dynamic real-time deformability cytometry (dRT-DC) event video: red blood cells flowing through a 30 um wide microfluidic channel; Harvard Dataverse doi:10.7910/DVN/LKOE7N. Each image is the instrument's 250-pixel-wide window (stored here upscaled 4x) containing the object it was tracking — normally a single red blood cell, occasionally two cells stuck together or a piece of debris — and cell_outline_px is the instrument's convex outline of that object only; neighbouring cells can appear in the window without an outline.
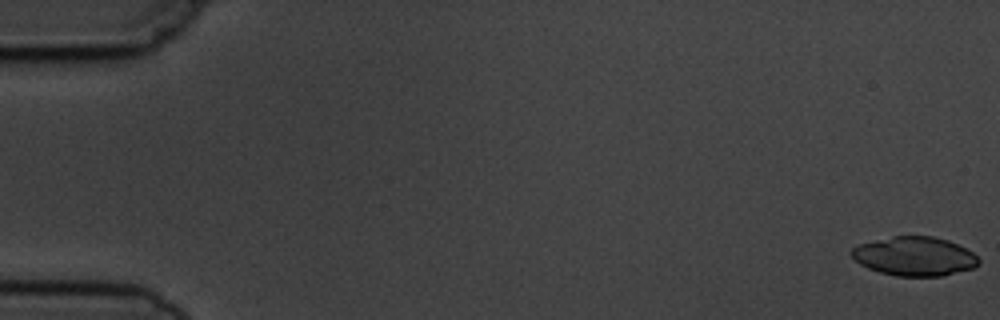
{"species": "common noctule bat (a hibernating species)", "species_latin": "Nyctalus noctula", "temperature_condition": "cold", "stored_images_in_passage": 7, "camera_frame_rate_fps": 3000, "um_per_image_px": 0.085, "animal": {"sex": "male", "body_mass_g": 19.5, "forearm_length_mm": 54.6}, "frame": {"image": 1, "passage_image": 1, "time_ms": 0.0, "image_size_px": [1000, 320], "cell_outline_px": [[980, 264], [972, 268], [940, 276], [896, 276], [880, 272], [868, 268], [860, 264], [852, 256], [852, 248], [860, 244], [892, 236], [932, 236], [948, 240], [972, 252], [980, 260]], "centroid_in_image_um": [77.74, 21.78], "position_along_channel_um": 7.3, "area_um2": 28.61}}